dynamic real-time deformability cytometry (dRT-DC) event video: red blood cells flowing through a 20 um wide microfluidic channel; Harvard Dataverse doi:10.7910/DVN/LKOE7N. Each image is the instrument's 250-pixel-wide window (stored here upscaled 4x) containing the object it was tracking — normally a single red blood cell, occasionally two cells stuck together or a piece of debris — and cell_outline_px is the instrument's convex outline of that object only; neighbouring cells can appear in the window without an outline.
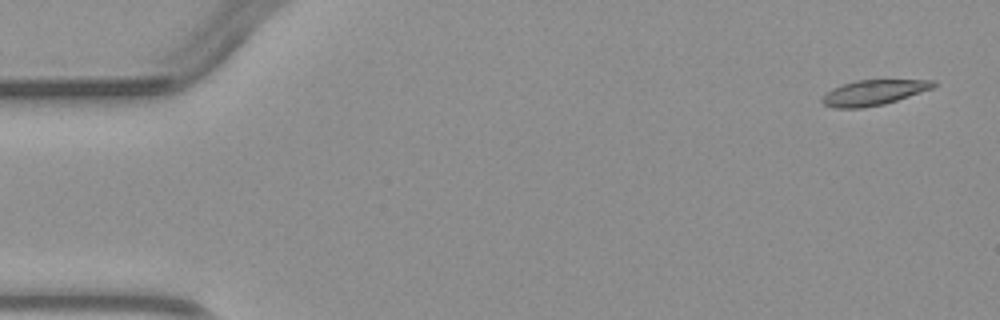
{"species": "common noctule bat (a hibernating species)", "species_latin": "Nyctalus noctula", "temperature_condition": "warm", "stored_images_in_passage": 4, "camera_frame_rate_fps": 3000, "um_per_image_px": 0.085, "animal": {"sex": "male", "body_mass_g": 23.1, "forearm_length_mm": 52.7}, "frame": {"image": 1, "passage_image": 1, "time_ms": 0.0, "image_size_px": [1000, 320], "cell_outline_px": [[936, 84], [932, 88], [884, 104], [864, 108], [832, 108], [824, 104], [820, 100], [832, 88], [856, 80], [936, 80]], "centroid_in_image_um": [74.23, 7.87], "position_along_channel_um": 10.8, "area_um2": 16.18}}
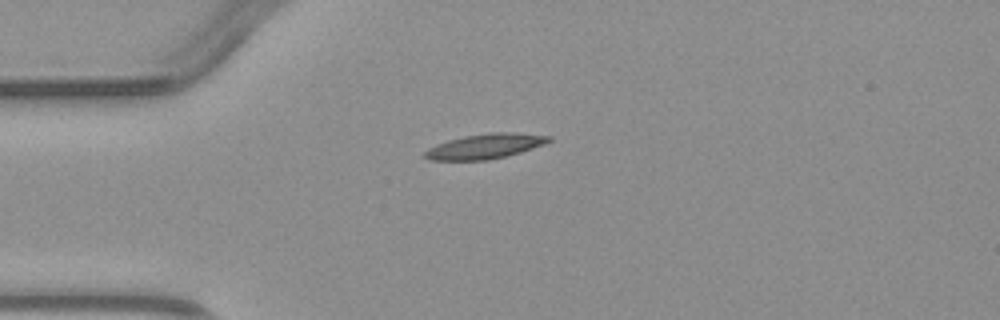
{"frame": {"image": 2, "passage_image": 4, "time_ms": 3.333, "image_size_px": [1000, 320], "cell_outline_px": [[552, 140], [544, 144], [520, 152], [488, 160], [432, 160], [424, 156], [424, 152], [428, 148], [436, 144], [448, 140], [464, 136], [488, 132], [516, 132], [552, 136]], "centroid_in_image_um": [41.24, 12.42], "position_along_channel_um": 43.8, "area_um2": 17.98}}